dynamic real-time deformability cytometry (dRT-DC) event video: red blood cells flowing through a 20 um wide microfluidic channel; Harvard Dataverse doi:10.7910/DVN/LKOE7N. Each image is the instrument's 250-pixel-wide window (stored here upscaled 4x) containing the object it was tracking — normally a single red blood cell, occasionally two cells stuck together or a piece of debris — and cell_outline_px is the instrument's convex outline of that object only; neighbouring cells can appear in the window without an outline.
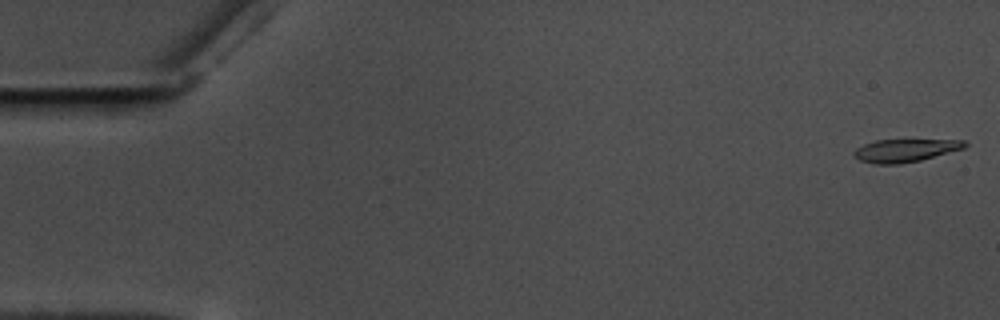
{"species": "common noctule bat (a hibernating species)", "species_latin": "Nyctalus noctula", "temperature_condition": "warm", "stored_images_in_passage": 57, "camera_frame_rate_fps": 3000, "um_per_image_px": 0.085, "animal": {"sex": "male", "body_mass_g": 17.5, "forearm_length_mm": 52.3}, "frame": {"image": 1, "passage_image": 1, "time_ms": 0.0, "image_size_px": [1000, 320], "cell_outline_px": [[968, 144], [964, 148], [920, 160], [900, 164], [872, 164], [860, 160], [852, 156], [852, 152], [856, 148], [864, 144], [876, 140], [964, 140]], "centroid_in_image_um": [76.88, 12.79], "position_along_channel_um": 8.1, "area_um2": 14.74}}
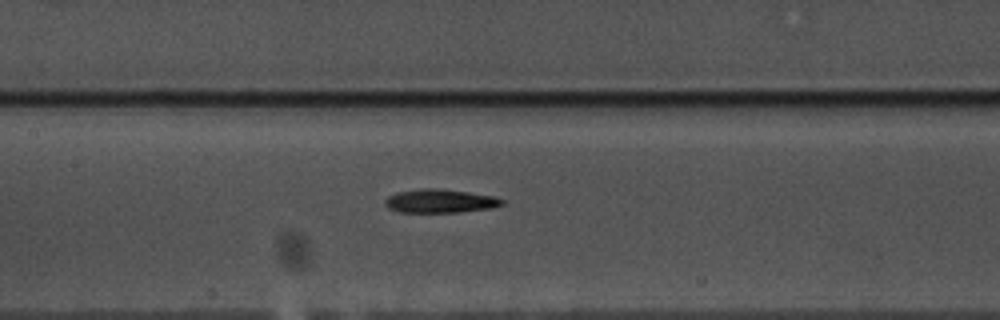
{"frame": {"image": 2, "passage_image": 27, "time_ms": 8.667, "image_size_px": [1000, 320], "cell_outline_px": [[504, 204], [492, 208], [460, 212], [400, 212], [388, 208], [384, 204], [384, 200], [388, 196], [396, 192], [420, 188], [440, 188], [496, 196], [504, 200]], "centroid_in_image_um": [37.41, 17.08], "position_along_channel_um": 170.0, "area_um2": 16.3}}
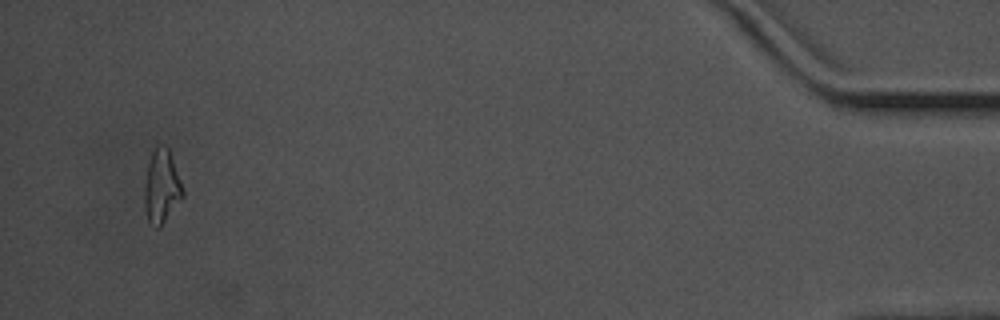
{"frame": {"image": 3, "passage_image": 55, "time_ms": 18.0, "image_size_px": [1000, 320], "cell_outline_px": [[184, 196], [160, 228], [156, 228], [148, 224], [144, 208], [144, 184], [148, 164], [152, 152], [156, 148], [168, 148], [180, 180], [184, 192]], "centroid_in_image_um": [13.71, 15.97], "position_along_channel_um": 421.5, "area_um2": 16.3}, "authors_computed_cell_mechanics": {"area_um2": 15.9528, "velocity_mm_per_s": 3.5598, "shape_relaxation_time_tau1_ms": 3.6786, "shape_relaxation_time_tau2_ms": 9.3804, "deformation_change_tau1": 0.1258, "deformation_change_tau2": 0.2155}}